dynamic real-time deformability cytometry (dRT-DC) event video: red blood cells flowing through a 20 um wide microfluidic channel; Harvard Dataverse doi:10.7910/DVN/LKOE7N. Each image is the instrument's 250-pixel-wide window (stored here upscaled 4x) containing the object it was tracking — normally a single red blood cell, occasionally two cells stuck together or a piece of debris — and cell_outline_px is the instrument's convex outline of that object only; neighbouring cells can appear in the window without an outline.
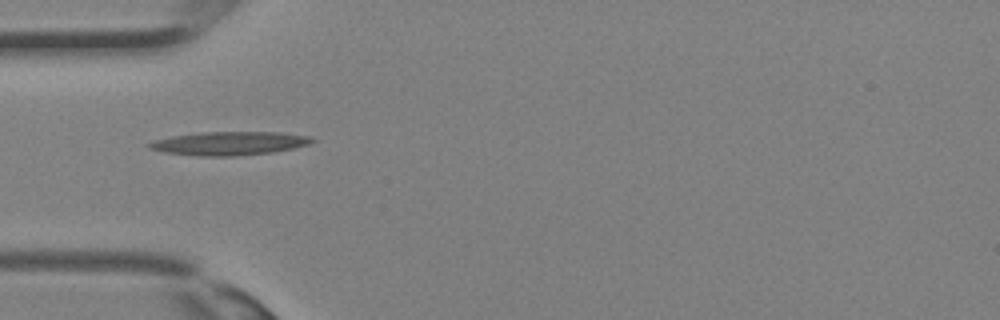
{"species": "Egyptian fruit bat (a non-hibernating species)", "species_latin": "Rousettus aegyptiacus", "temperature_condition": "room temperature", "stored_images_in_passage": 7, "camera_frame_rate_fps": 3000, "um_per_image_px": 0.085, "animal": {"sex": "female"}, "frame": {"image": 1, "passage_image": 1, "time_ms": 0.0, "image_size_px": [1000, 320], "cell_outline_px": [[316, 140], [308, 144], [292, 148], [272, 152], [236, 156], [196, 156], [164, 152], [148, 148], [144, 144], [156, 140], [172, 136], [204, 132], [280, 132], [312, 136]], "centroid_in_image_um": [19.48, 12.18], "position_along_channel_um": 65.5, "area_um2": 22.37}}
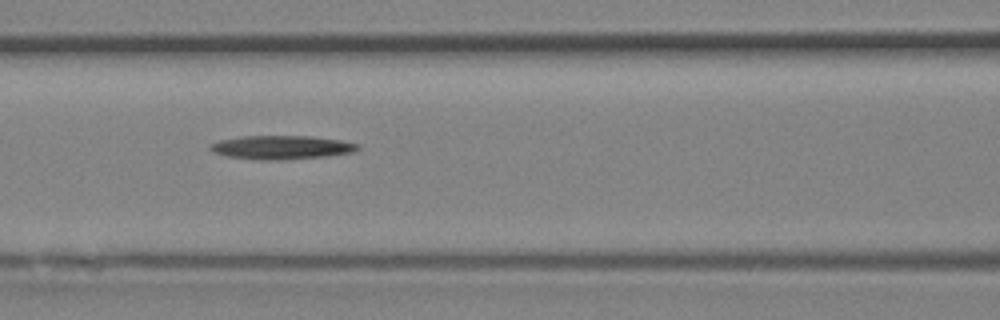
{"frame": {"image": 2, "passage_image": 5, "time_ms": 1.333, "image_size_px": [1000, 320], "cell_outline_px": [[360, 148], [352, 152], [328, 156], [284, 160], [256, 160], [228, 156], [212, 152], [208, 148], [208, 144], [220, 140], [240, 136], [312, 136], [340, 140], [360, 144]], "centroid_in_image_um": [23.9, 12.53], "position_along_channel_um": 142.7, "area_um2": 20.63}}
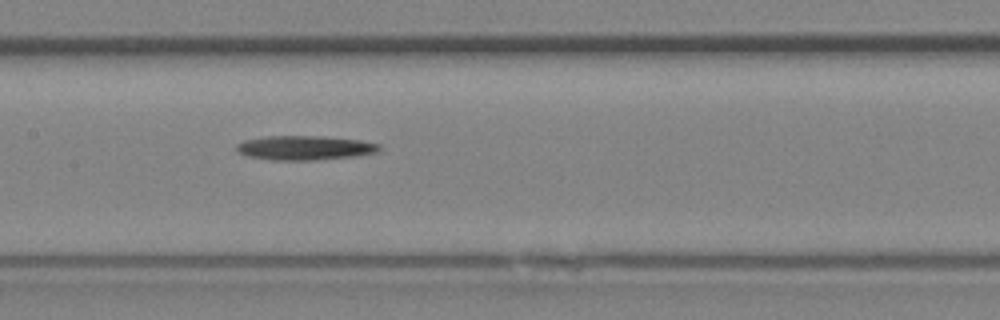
{"frame": {"image": 3, "passage_image": 7, "time_ms": 2.0, "image_size_px": [1000, 320], "cell_outline_px": [[380, 148], [376, 152], [352, 156], [316, 160], [272, 160], [248, 156], [236, 152], [236, 144], [244, 140], [268, 136], [316, 136], [360, 140], [380, 144]], "centroid_in_image_um": [25.84, 12.56], "position_along_channel_um": 181.6, "area_um2": 20.06}}